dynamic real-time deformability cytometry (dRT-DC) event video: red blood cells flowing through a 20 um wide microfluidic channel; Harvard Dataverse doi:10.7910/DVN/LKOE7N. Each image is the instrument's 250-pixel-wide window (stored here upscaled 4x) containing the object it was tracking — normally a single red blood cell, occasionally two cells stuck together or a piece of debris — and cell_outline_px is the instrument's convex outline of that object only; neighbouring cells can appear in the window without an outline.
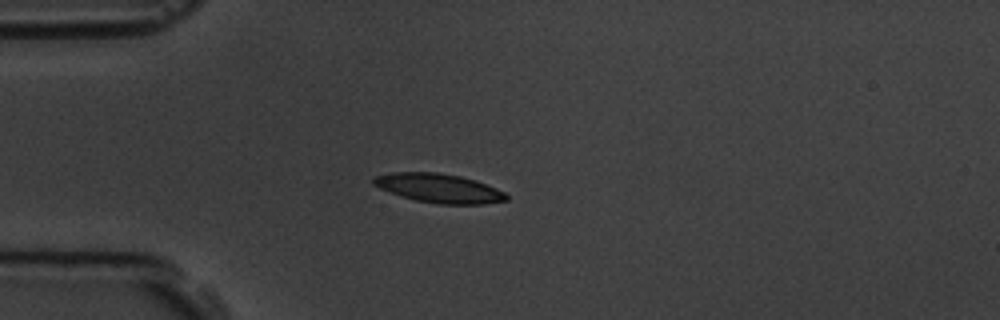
{"species": "common noctule bat (a hibernating species)", "species_latin": "Nyctalus noctula", "temperature_condition": "room temperature", "stored_images_in_passage": 4, "camera_frame_rate_fps": 3000, "um_per_image_px": 0.085, "animal": {"sex": "male", "body_mass_g": 19.5, "forearm_length_mm": 54.6}, "frame": {"image": 1, "passage_image": 1, "time_ms": 0.0, "image_size_px": [1000, 320], "cell_outline_px": [[508, 200], [484, 204], [436, 204], [416, 200], [380, 188], [372, 184], [372, 180], [376, 176], [392, 172], [436, 172], [460, 176], [476, 180], [496, 188], [504, 192], [508, 196]], "centroid_in_image_um": [37.34, 15.99], "position_along_channel_um": 47.7, "area_um2": 22.31}}
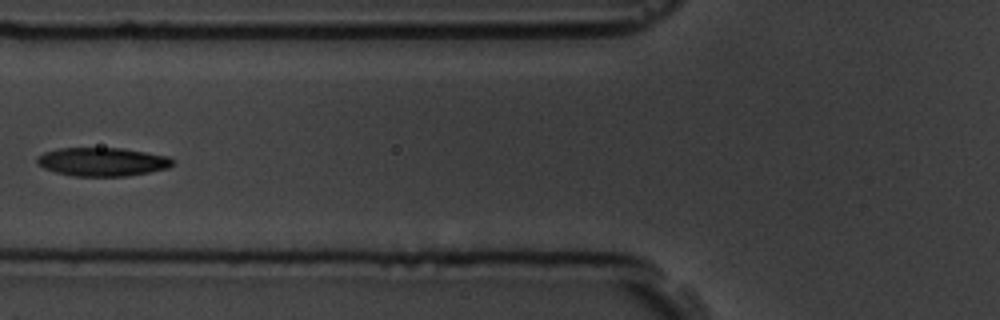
{"frame": {"image": 2, "passage_image": 3, "time_ms": 2.333, "image_size_px": [1000, 320], "cell_outline_px": [[172, 164], [168, 168], [148, 172], [124, 176], [72, 176], [56, 172], [44, 168], [36, 164], [36, 156], [44, 152], [60, 148], [124, 148], [168, 156], [172, 160]], "centroid_in_image_um": [8.65, 13.75], "position_along_channel_um": 117.2, "area_um2": 22.54}}
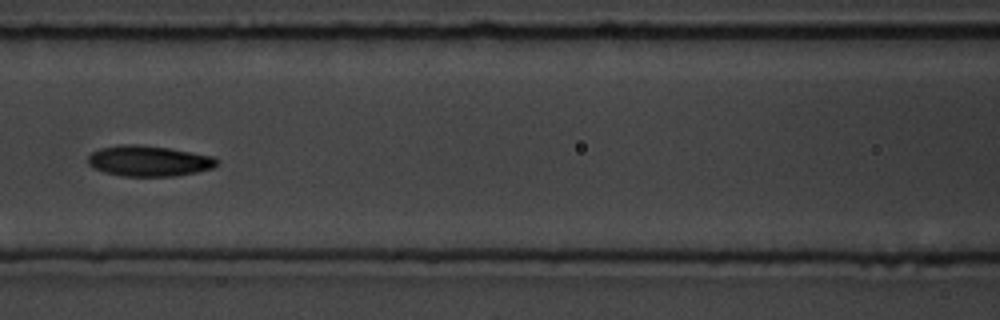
{"frame": {"image": 3, "passage_image": 4, "time_ms": 3.333, "image_size_px": [1000, 320], "cell_outline_px": [[220, 164], [212, 168], [196, 172], [176, 176], [124, 176], [104, 172], [92, 168], [88, 164], [88, 156], [92, 152], [100, 148], [120, 144], [136, 144], [168, 148], [216, 156], [220, 160]], "centroid_in_image_um": [12.68, 13.68], "position_along_channel_um": 153.9, "area_um2": 23.29}}